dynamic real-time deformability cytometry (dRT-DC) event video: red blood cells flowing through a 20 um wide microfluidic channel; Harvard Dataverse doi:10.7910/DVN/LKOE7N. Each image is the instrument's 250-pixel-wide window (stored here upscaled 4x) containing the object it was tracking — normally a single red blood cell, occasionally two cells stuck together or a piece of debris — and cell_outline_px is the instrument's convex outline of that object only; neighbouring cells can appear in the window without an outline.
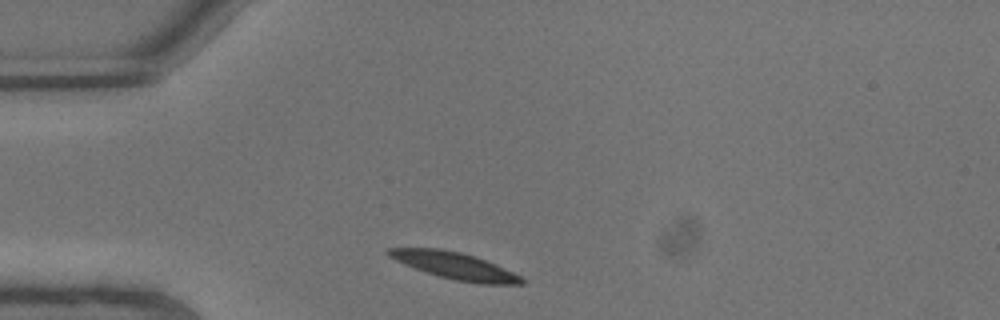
{"species": "common noctule bat (a hibernating species)", "species_latin": "Nyctalus noctula", "temperature_condition": "warm", "stored_images_in_passage": 3, "camera_frame_rate_fps": 3000, "um_per_image_px": 0.085, "animal": {"sex": "male", "body_mass_g": 13.3}, "frame": {"image": 1, "passage_image": 1, "time_ms": 0.0, "image_size_px": [1000, 320], "cell_outline_px": [[524, 284], [480, 284], [456, 280], [440, 276], [404, 264], [388, 256], [384, 252], [388, 248], [440, 248], [460, 252], [476, 256], [496, 264], [520, 276], [524, 280]], "centroid_in_image_um": [38.65, 22.57], "position_along_channel_um": 46.3, "area_um2": 20.63}}
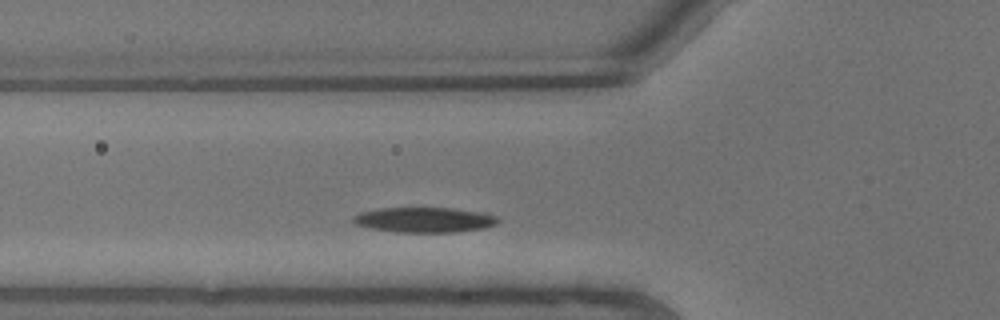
{"frame": {"image": 2, "passage_image": 3, "time_ms": 0.667, "image_size_px": [1000, 320], "cell_outline_px": [[500, 220], [496, 224], [484, 228], [456, 232], [396, 232], [372, 228], [356, 224], [352, 220], [352, 216], [360, 212], [380, 208], [452, 208], [484, 212], [496, 216]], "centroid_in_image_um": [36.1, 18.68], "position_along_channel_um": 89.7, "area_um2": 21.21}}